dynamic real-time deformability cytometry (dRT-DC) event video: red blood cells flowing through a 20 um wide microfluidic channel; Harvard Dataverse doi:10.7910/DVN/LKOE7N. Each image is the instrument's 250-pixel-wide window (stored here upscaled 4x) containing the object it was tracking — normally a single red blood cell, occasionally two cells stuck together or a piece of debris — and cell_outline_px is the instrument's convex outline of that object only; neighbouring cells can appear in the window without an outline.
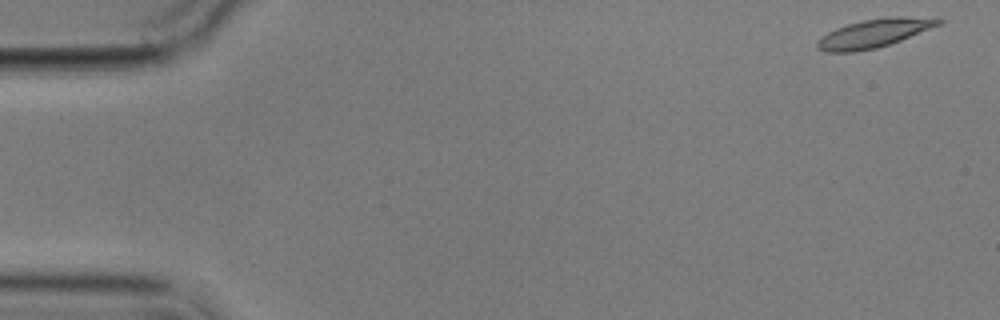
{"species": "common noctule bat (a hibernating species)", "species_latin": "Nyctalus noctula", "temperature_condition": "cold", "stored_images_in_passage": 4, "camera_frame_rate_fps": 3000, "um_per_image_px": 0.085, "animal": {"sex": "male", "body_mass_g": 17.9}, "frame": {"image": 1, "passage_image": 1, "time_ms": 0.0, "image_size_px": [1000, 320], "cell_outline_px": [[944, 20], [940, 24], [900, 40], [876, 48], [852, 52], [824, 52], [816, 48], [816, 40], [820, 36], [836, 28], [848, 24], [864, 20], [892, 16], [936, 16]], "centroid_in_image_um": [74.3, 2.81], "position_along_channel_um": 10.7, "area_um2": 20.23}}
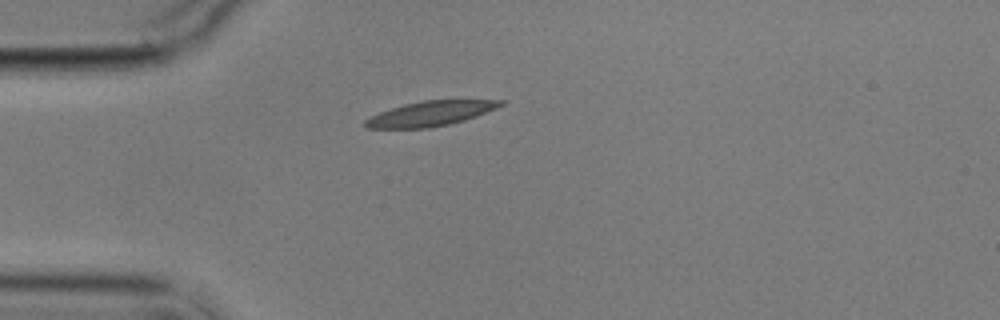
{"frame": {"image": 2, "passage_image": 4, "time_ms": 4.333, "image_size_px": [1000, 320], "cell_outline_px": [[508, 100], [504, 104], [496, 108], [476, 116], [464, 120], [448, 124], [428, 128], [364, 128], [364, 120], [380, 112], [404, 104], [424, 100]], "centroid_in_image_um": [36.59, 9.65], "position_along_channel_um": 48.4, "area_um2": 19.42}}